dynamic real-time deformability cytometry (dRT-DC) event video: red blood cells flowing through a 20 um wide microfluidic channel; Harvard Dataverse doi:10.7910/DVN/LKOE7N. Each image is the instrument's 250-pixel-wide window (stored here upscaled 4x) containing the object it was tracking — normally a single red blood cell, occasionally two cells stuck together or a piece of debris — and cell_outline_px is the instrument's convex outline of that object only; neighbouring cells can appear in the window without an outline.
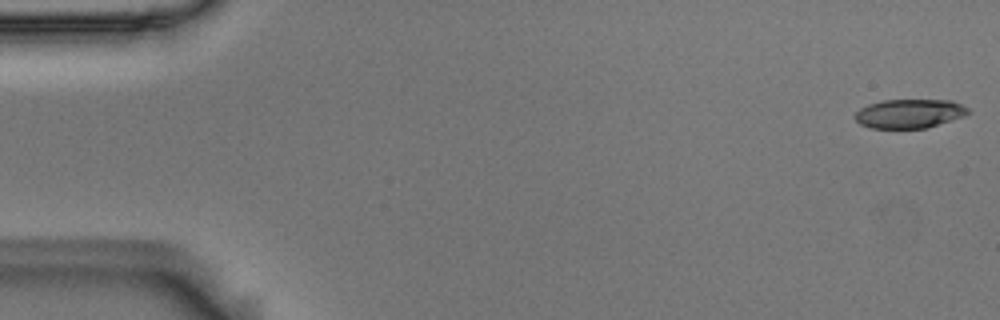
{"species": "Egyptian fruit bat (a non-hibernating species)", "species_latin": "Rousettus aegyptiacus", "temperature_condition": "room temperature", "stored_images_in_passage": 55, "camera_frame_rate_fps": 3000, "um_per_image_px": 0.085, "animal": {"sex": "male"}, "frame": {"image": 1, "passage_image": 1, "time_ms": 0.0, "image_size_px": [1000, 320], "cell_outline_px": [[968, 112], [964, 116], [928, 128], [868, 128], [860, 124], [856, 120], [856, 112], [860, 108], [868, 104], [884, 100], [952, 100], [968, 108]], "centroid_in_image_um": [77.29, 9.66], "position_along_channel_um": 7.7, "area_um2": 19.07}}
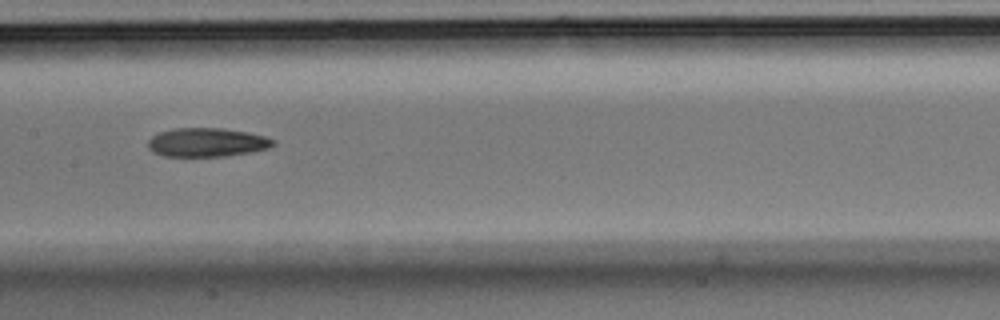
{"frame": {"image": 2, "passage_image": 27, "time_ms": 8.667, "image_size_px": [1000, 320], "cell_outline_px": [[276, 144], [268, 148], [248, 152], [224, 156], [164, 156], [152, 152], [148, 148], [148, 140], [152, 136], [160, 132], [172, 128], [220, 128], [248, 132], [264, 136], [276, 140]], "centroid_in_image_um": [17.57, 12.09], "position_along_channel_um": 189.8, "area_um2": 20.98}}
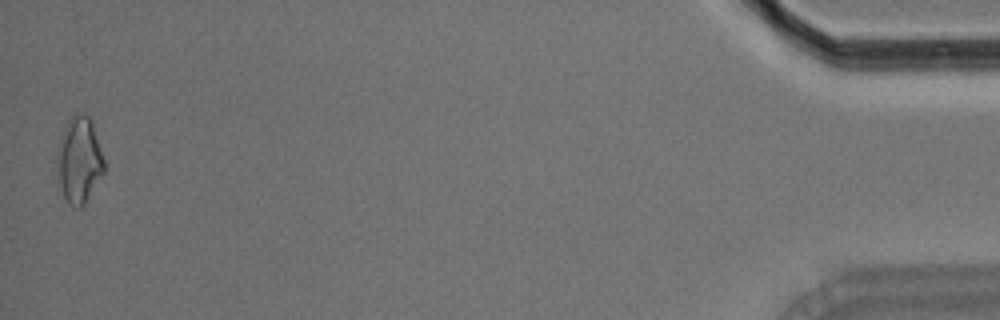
{"frame": {"image": 3, "passage_image": 54, "time_ms": 17.667, "image_size_px": [1000, 320], "cell_outline_px": [[104, 172], [84, 204], [80, 208], [72, 208], [68, 204], [64, 196], [60, 184], [56, 152], [60, 140], [68, 120], [76, 112], [84, 112], [88, 116], [92, 124], [104, 160]], "centroid_in_image_um": [6.72, 13.61], "position_along_channel_um": 428.5, "area_um2": 23.24}, "authors_computed_cell_mechanics": {"area_um2": 20.9236, "velocity_mm_per_s": 3.6801, "shape_relaxation_time_tau1_ms": 4.5097, "shape_relaxation_time_tau2_ms": null, "deformation_change_tau1": 0.1482, "deformation_change_tau2": null}}